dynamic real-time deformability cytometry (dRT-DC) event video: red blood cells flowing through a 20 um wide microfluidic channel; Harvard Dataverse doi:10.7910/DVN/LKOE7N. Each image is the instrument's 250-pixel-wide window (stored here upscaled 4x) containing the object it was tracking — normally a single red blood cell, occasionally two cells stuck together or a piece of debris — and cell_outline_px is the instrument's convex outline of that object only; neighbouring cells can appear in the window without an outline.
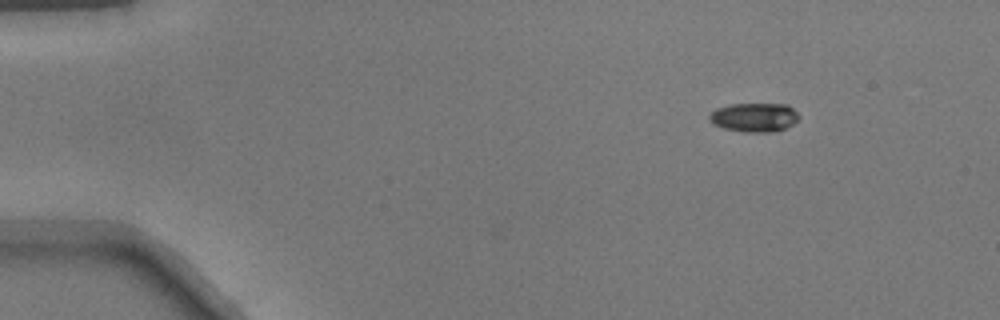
{"species": "common noctule bat (a hibernating species)", "species_latin": "Nyctalus noctula", "temperature_condition": "warm", "stored_images_in_passage": 45, "camera_frame_rate_fps": 3000, "um_per_image_px": 0.085, "animal": {"sex": "male", "body_mass_g": 17.9}, "frame": {"image": 1, "passage_image": 1, "time_ms": 0.0, "image_size_px": [1000, 320], "cell_outline_px": [[800, 116], [792, 124], [776, 132], [744, 132], [724, 128], [712, 124], [708, 120], [708, 116], [716, 108], [732, 104], [788, 104]], "centroid_in_image_um": [64.09, 9.97], "position_along_channel_um": 20.9, "area_um2": 15.14}}
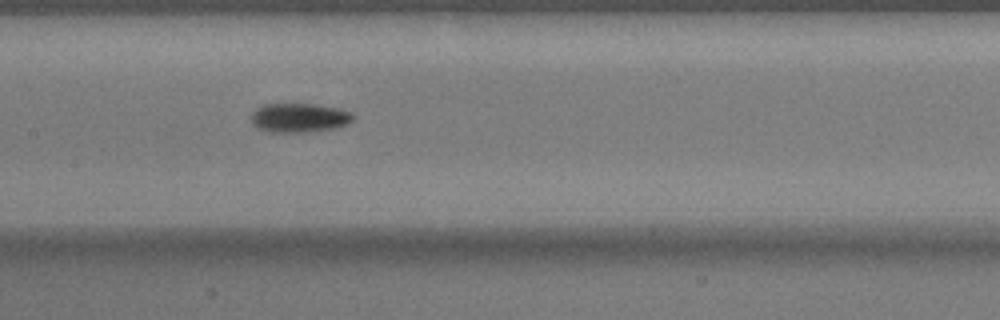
{"frame": {"image": 2, "passage_image": 20, "time_ms": 6.333, "image_size_px": [1000, 320], "cell_outline_px": [[352, 120], [344, 124], [332, 128], [300, 132], [268, 132], [256, 128], [252, 124], [252, 112], [256, 108], [264, 104], [316, 104], [336, 108], [352, 112]], "centroid_in_image_um": [25.35, 10.0], "position_along_channel_um": 182.0, "area_um2": 17.05}}
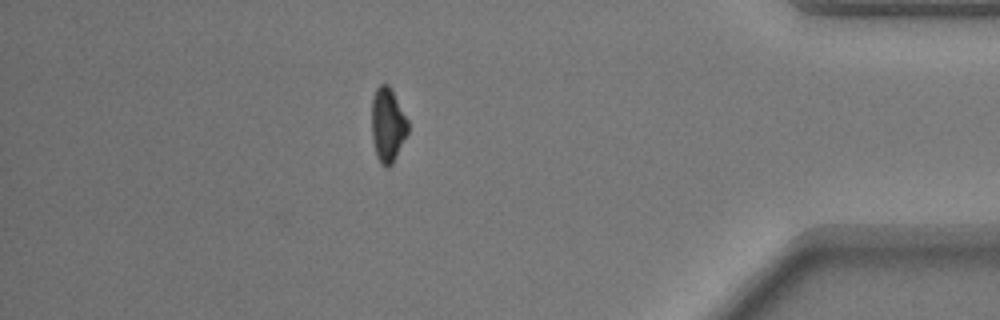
{"frame": {"image": 3, "passage_image": 39, "time_ms": 12.667, "image_size_px": [1000, 320], "cell_outline_px": [[408, 132], [392, 164], [388, 168], [384, 168], [380, 164], [376, 156], [372, 140], [372, 100], [376, 88], [380, 84], [388, 84], [392, 88], [408, 120]], "centroid_in_image_um": [32.95, 10.62], "position_along_channel_um": 402.3, "area_um2": 15.9}}